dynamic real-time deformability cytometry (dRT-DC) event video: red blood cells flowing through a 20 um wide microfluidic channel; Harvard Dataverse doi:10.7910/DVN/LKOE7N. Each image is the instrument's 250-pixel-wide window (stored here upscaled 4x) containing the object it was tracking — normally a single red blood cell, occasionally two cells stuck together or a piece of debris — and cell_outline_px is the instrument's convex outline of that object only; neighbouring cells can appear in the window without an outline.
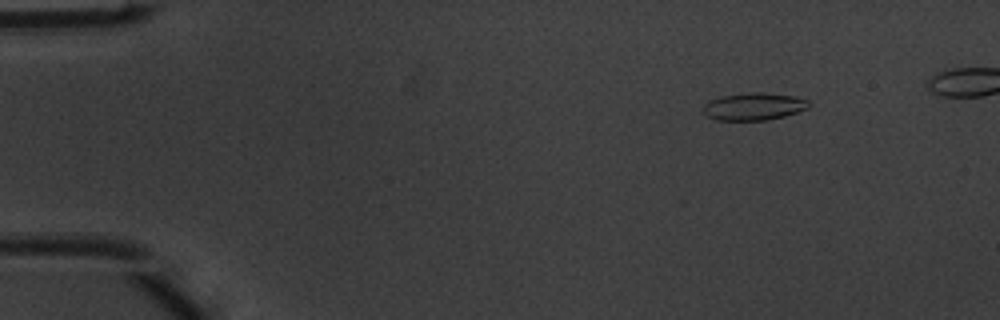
{"species": "common noctule bat (a hibernating species)", "species_latin": "Nyctalus noctula", "temperature_condition": "warm", "stored_images_in_passage": 42, "camera_frame_rate_fps": 3000, "um_per_image_px": 0.085, "animal": {"sex": "male", "body_mass_g": 20.1, "forearm_length_mm": 53.5}, "frame": {"image": 1, "passage_image": 1, "time_ms": 0.0, "image_size_px": [1000, 320], "cell_outline_px": [[808, 108], [784, 116], [768, 120], [716, 120], [708, 116], [704, 112], [704, 104], [720, 96], [752, 92], [764, 92], [796, 96], [808, 100]], "centroid_in_image_um": [64.09, 9.04], "position_along_channel_um": 20.9, "area_um2": 16.76}}
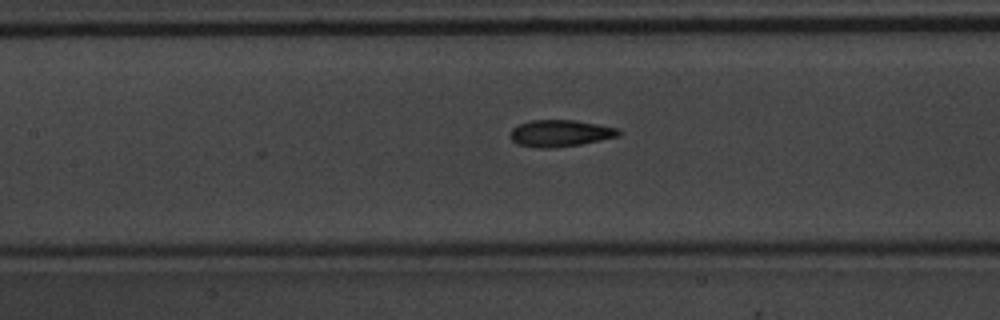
{"frame": {"image": 2, "passage_image": 18, "time_ms": 5.667, "image_size_px": [1000, 320], "cell_outline_px": [[620, 136], [580, 144], [552, 148], [540, 148], [516, 144], [512, 140], [512, 128], [516, 124], [532, 120], [576, 120], [620, 128]], "centroid_in_image_um": [47.63, 11.32], "position_along_channel_um": 159.8, "area_um2": 16.94}}
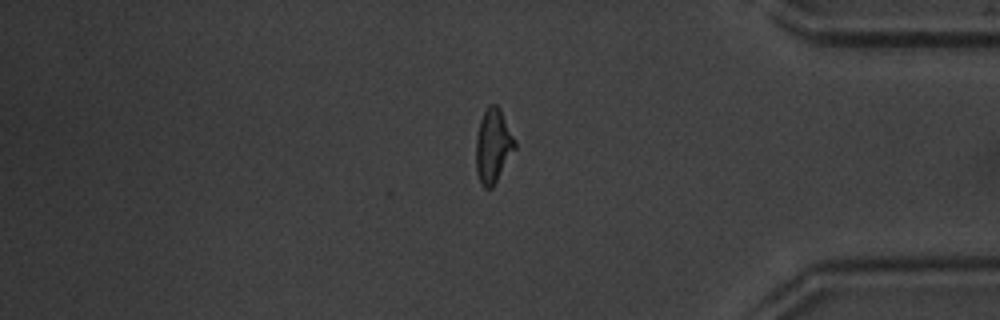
{"frame": {"image": 3, "passage_image": 37, "time_ms": 12.0, "image_size_px": [1000, 320], "cell_outline_px": [[516, 148], [492, 188], [484, 188], [480, 184], [476, 172], [476, 136], [480, 120], [488, 104], [496, 104], [500, 108], [516, 140]], "centroid_in_image_um": [41.91, 12.39], "position_along_channel_um": 393.3, "area_um2": 16.94}}